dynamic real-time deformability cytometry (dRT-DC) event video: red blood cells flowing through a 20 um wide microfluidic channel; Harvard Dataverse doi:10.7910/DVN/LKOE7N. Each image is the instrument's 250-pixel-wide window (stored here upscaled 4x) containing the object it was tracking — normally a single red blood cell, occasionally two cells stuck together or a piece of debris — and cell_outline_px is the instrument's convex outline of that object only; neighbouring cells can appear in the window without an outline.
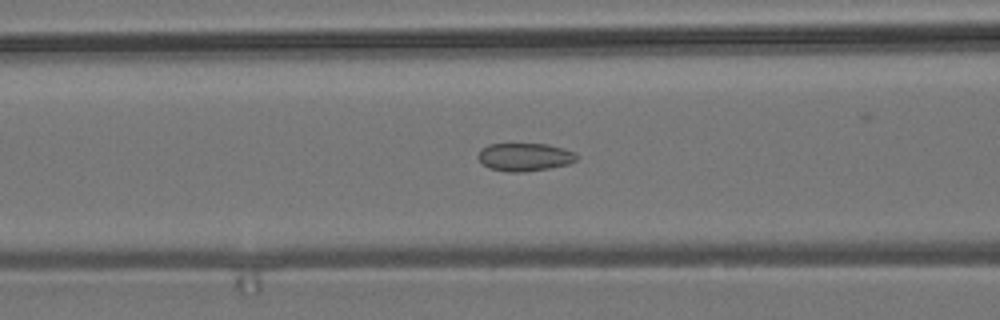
{"species": "common noctule bat (a hibernating species)", "species_latin": "Nyctalus noctula", "temperature_condition": "room temperature", "stored_images_in_passage": 50, "camera_frame_rate_fps": 3000, "um_per_image_px": 0.085, "animal": {"sex": "male", "body_mass_g": 19.2, "forearm_length_mm": 51.8}, "frame": {"image": 1, "passage_image": 17, "time_ms": 5.333, "image_size_px": [1000, 320], "cell_outline_px": [[576, 160], [568, 164], [548, 168], [524, 172], [508, 172], [488, 168], [476, 156], [480, 148], [488, 144], [548, 144], [564, 148], [576, 152]], "centroid_in_image_um": [44.57, 13.34], "position_along_channel_um": 122.0, "area_um2": 16.18}}
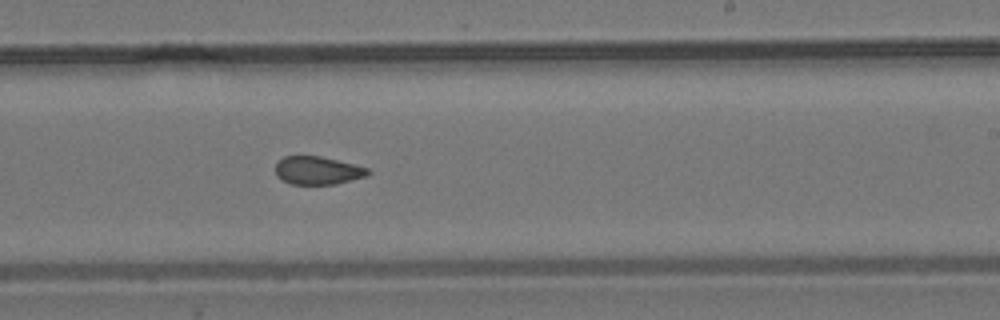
{"frame": {"image": 2, "passage_image": 28, "time_ms": 9.0, "image_size_px": [1000, 320], "cell_outline_px": [[372, 172], [368, 176], [336, 184], [292, 184], [276, 176], [276, 164], [284, 156], [320, 156], [368, 168]], "centroid_in_image_um": [27.03, 14.49], "position_along_channel_um": 262.0, "area_um2": 15.03}}
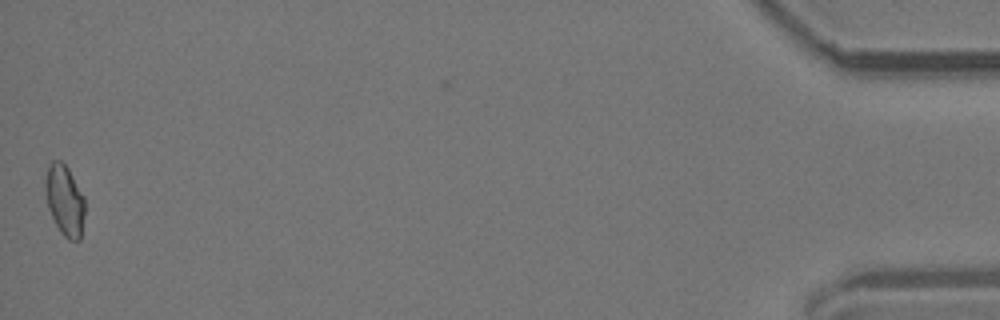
{"frame": {"image": 3, "passage_image": 49, "time_ms": 16.0, "image_size_px": [1000, 320], "cell_outline_px": [[84, 216], [80, 240], [68, 240], [60, 232], [48, 208], [44, 188], [44, 180], [48, 168], [52, 160], [60, 160], [68, 168], [84, 196]], "centroid_in_image_um": [5.49, 17.02], "position_along_channel_um": 429.7, "area_um2": 16.3}, "authors_computed_cell_mechanics": {"area_um2": 16.0973, "velocity_mm_per_s": 3.8208, "shape_relaxation_time_tau1_ms": null, "shape_relaxation_time_tau2_ms": 2.1361, "deformation_change_tau1": null, "deformation_change_tau2": 0.0712}}